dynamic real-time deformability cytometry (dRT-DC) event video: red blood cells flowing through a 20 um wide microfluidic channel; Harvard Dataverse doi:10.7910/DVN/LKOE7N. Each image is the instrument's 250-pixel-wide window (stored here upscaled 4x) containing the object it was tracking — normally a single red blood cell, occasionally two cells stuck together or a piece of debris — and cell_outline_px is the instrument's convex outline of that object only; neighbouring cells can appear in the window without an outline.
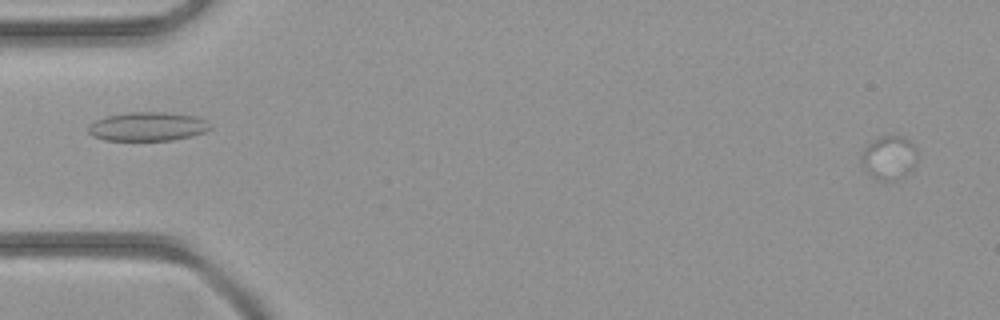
{"species": "common noctule bat (a hibernating species)", "species_latin": "Nyctalus noctula", "temperature_condition": "room temperature", "stored_images_in_passage": 9, "camera_frame_rate_fps": 3000, "um_per_image_px": 0.085, "animal": {"sex": "female", "body_mass_g": 21.9}, "frame": {"image": 1, "passage_image": 2, "time_ms": 0.333, "image_size_px": [1000, 320], "cell_outline_px": [[916, 160], [912, 168], [904, 176], [896, 180], [876, 180], [864, 168], [860, 160], [860, 156], [864, 148], [876, 136], [904, 136], [912, 140], [916, 148]], "centroid_in_image_um": [75.56, 13.37], "position_along_channel_um": 9.4, "area_um2": 14.45}}